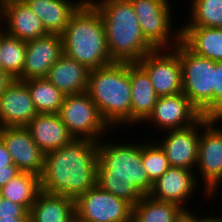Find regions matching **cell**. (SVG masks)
Returning a JSON list of instances; mask_svg holds the SVG:
<instances>
[{
	"mask_svg": "<svg viewBox=\"0 0 222 222\" xmlns=\"http://www.w3.org/2000/svg\"><path fill=\"white\" fill-rule=\"evenodd\" d=\"M98 142L74 139L45 153L41 190L72 199L97 185Z\"/></svg>",
	"mask_w": 222,
	"mask_h": 222,
	"instance_id": "1",
	"label": "cell"
},
{
	"mask_svg": "<svg viewBox=\"0 0 222 222\" xmlns=\"http://www.w3.org/2000/svg\"><path fill=\"white\" fill-rule=\"evenodd\" d=\"M105 141V142H104ZM97 185L134 207L153 183L143 168L141 142H98Z\"/></svg>",
	"mask_w": 222,
	"mask_h": 222,
	"instance_id": "2",
	"label": "cell"
},
{
	"mask_svg": "<svg viewBox=\"0 0 222 222\" xmlns=\"http://www.w3.org/2000/svg\"><path fill=\"white\" fill-rule=\"evenodd\" d=\"M103 19L106 44L114 62H138L155 50L145 39L129 0H89Z\"/></svg>",
	"mask_w": 222,
	"mask_h": 222,
	"instance_id": "3",
	"label": "cell"
},
{
	"mask_svg": "<svg viewBox=\"0 0 222 222\" xmlns=\"http://www.w3.org/2000/svg\"><path fill=\"white\" fill-rule=\"evenodd\" d=\"M61 36L63 54L89 70L114 63L109 56L103 19L89 0L72 15Z\"/></svg>",
	"mask_w": 222,
	"mask_h": 222,
	"instance_id": "4",
	"label": "cell"
},
{
	"mask_svg": "<svg viewBox=\"0 0 222 222\" xmlns=\"http://www.w3.org/2000/svg\"><path fill=\"white\" fill-rule=\"evenodd\" d=\"M86 92L111 128L132 125L129 62H114L90 70Z\"/></svg>",
	"mask_w": 222,
	"mask_h": 222,
	"instance_id": "5",
	"label": "cell"
},
{
	"mask_svg": "<svg viewBox=\"0 0 222 222\" xmlns=\"http://www.w3.org/2000/svg\"><path fill=\"white\" fill-rule=\"evenodd\" d=\"M182 93L202 116L214 118L215 61L200 57L179 42Z\"/></svg>",
	"mask_w": 222,
	"mask_h": 222,
	"instance_id": "6",
	"label": "cell"
},
{
	"mask_svg": "<svg viewBox=\"0 0 222 222\" xmlns=\"http://www.w3.org/2000/svg\"><path fill=\"white\" fill-rule=\"evenodd\" d=\"M145 39L155 49H173L181 41V25L174 31L169 0H129ZM173 24V25H172Z\"/></svg>",
	"mask_w": 222,
	"mask_h": 222,
	"instance_id": "7",
	"label": "cell"
},
{
	"mask_svg": "<svg viewBox=\"0 0 222 222\" xmlns=\"http://www.w3.org/2000/svg\"><path fill=\"white\" fill-rule=\"evenodd\" d=\"M58 114L74 139L99 142L112 131L87 92L66 95Z\"/></svg>",
	"mask_w": 222,
	"mask_h": 222,
	"instance_id": "8",
	"label": "cell"
},
{
	"mask_svg": "<svg viewBox=\"0 0 222 222\" xmlns=\"http://www.w3.org/2000/svg\"><path fill=\"white\" fill-rule=\"evenodd\" d=\"M222 118H212L201 130L195 172L202 178V195L213 198L222 183ZM197 169V170H196ZM211 196V197H210Z\"/></svg>",
	"mask_w": 222,
	"mask_h": 222,
	"instance_id": "9",
	"label": "cell"
},
{
	"mask_svg": "<svg viewBox=\"0 0 222 222\" xmlns=\"http://www.w3.org/2000/svg\"><path fill=\"white\" fill-rule=\"evenodd\" d=\"M133 207L98 185L75 199L76 219L84 222H132Z\"/></svg>",
	"mask_w": 222,
	"mask_h": 222,
	"instance_id": "10",
	"label": "cell"
},
{
	"mask_svg": "<svg viewBox=\"0 0 222 222\" xmlns=\"http://www.w3.org/2000/svg\"><path fill=\"white\" fill-rule=\"evenodd\" d=\"M137 63L147 72L159 97L182 93L179 43L173 49H155Z\"/></svg>",
	"mask_w": 222,
	"mask_h": 222,
	"instance_id": "11",
	"label": "cell"
},
{
	"mask_svg": "<svg viewBox=\"0 0 222 222\" xmlns=\"http://www.w3.org/2000/svg\"><path fill=\"white\" fill-rule=\"evenodd\" d=\"M211 119V117L202 116L189 127L164 131L163 134L165 135L158 138L160 142L154 139L164 150L171 167L185 168L195 172L198 159L199 132Z\"/></svg>",
	"mask_w": 222,
	"mask_h": 222,
	"instance_id": "12",
	"label": "cell"
},
{
	"mask_svg": "<svg viewBox=\"0 0 222 222\" xmlns=\"http://www.w3.org/2000/svg\"><path fill=\"white\" fill-rule=\"evenodd\" d=\"M202 114L183 94L158 97L156 104L143 122H149L161 131L175 130L189 127L196 123Z\"/></svg>",
	"mask_w": 222,
	"mask_h": 222,
	"instance_id": "13",
	"label": "cell"
},
{
	"mask_svg": "<svg viewBox=\"0 0 222 222\" xmlns=\"http://www.w3.org/2000/svg\"><path fill=\"white\" fill-rule=\"evenodd\" d=\"M196 175L198 176L192 170L170 167L153 183L149 196L155 200L177 204L187 212L189 209L186 206L190 204L188 200L193 198L196 189L201 188V178L198 179Z\"/></svg>",
	"mask_w": 222,
	"mask_h": 222,
	"instance_id": "14",
	"label": "cell"
},
{
	"mask_svg": "<svg viewBox=\"0 0 222 222\" xmlns=\"http://www.w3.org/2000/svg\"><path fill=\"white\" fill-rule=\"evenodd\" d=\"M0 139L4 142L14 165L21 172L41 176L45 154L34 142L26 127H1Z\"/></svg>",
	"mask_w": 222,
	"mask_h": 222,
	"instance_id": "15",
	"label": "cell"
},
{
	"mask_svg": "<svg viewBox=\"0 0 222 222\" xmlns=\"http://www.w3.org/2000/svg\"><path fill=\"white\" fill-rule=\"evenodd\" d=\"M62 55L63 40L60 34H48L26 42L24 67L17 80L45 78Z\"/></svg>",
	"mask_w": 222,
	"mask_h": 222,
	"instance_id": "16",
	"label": "cell"
},
{
	"mask_svg": "<svg viewBox=\"0 0 222 222\" xmlns=\"http://www.w3.org/2000/svg\"><path fill=\"white\" fill-rule=\"evenodd\" d=\"M0 21V27L7 34L24 42L49 34L41 20L23 0L1 2Z\"/></svg>",
	"mask_w": 222,
	"mask_h": 222,
	"instance_id": "17",
	"label": "cell"
},
{
	"mask_svg": "<svg viewBox=\"0 0 222 222\" xmlns=\"http://www.w3.org/2000/svg\"><path fill=\"white\" fill-rule=\"evenodd\" d=\"M37 114L24 81L15 79L0 95V128L26 127Z\"/></svg>",
	"mask_w": 222,
	"mask_h": 222,
	"instance_id": "18",
	"label": "cell"
},
{
	"mask_svg": "<svg viewBox=\"0 0 222 222\" xmlns=\"http://www.w3.org/2000/svg\"><path fill=\"white\" fill-rule=\"evenodd\" d=\"M26 128L44 154L68 145L74 140L58 113L37 114Z\"/></svg>",
	"mask_w": 222,
	"mask_h": 222,
	"instance_id": "19",
	"label": "cell"
},
{
	"mask_svg": "<svg viewBox=\"0 0 222 222\" xmlns=\"http://www.w3.org/2000/svg\"><path fill=\"white\" fill-rule=\"evenodd\" d=\"M49 34H62L70 18L86 0H23Z\"/></svg>",
	"mask_w": 222,
	"mask_h": 222,
	"instance_id": "20",
	"label": "cell"
},
{
	"mask_svg": "<svg viewBox=\"0 0 222 222\" xmlns=\"http://www.w3.org/2000/svg\"><path fill=\"white\" fill-rule=\"evenodd\" d=\"M89 72L86 66L63 54L49 69L46 78L64 96L75 95L87 91Z\"/></svg>",
	"mask_w": 222,
	"mask_h": 222,
	"instance_id": "21",
	"label": "cell"
},
{
	"mask_svg": "<svg viewBox=\"0 0 222 222\" xmlns=\"http://www.w3.org/2000/svg\"><path fill=\"white\" fill-rule=\"evenodd\" d=\"M129 80L132 92V126H134L148 118L159 96L147 72L137 62L129 63Z\"/></svg>",
	"mask_w": 222,
	"mask_h": 222,
	"instance_id": "22",
	"label": "cell"
},
{
	"mask_svg": "<svg viewBox=\"0 0 222 222\" xmlns=\"http://www.w3.org/2000/svg\"><path fill=\"white\" fill-rule=\"evenodd\" d=\"M75 200L40 191L29 210V222H74Z\"/></svg>",
	"mask_w": 222,
	"mask_h": 222,
	"instance_id": "23",
	"label": "cell"
},
{
	"mask_svg": "<svg viewBox=\"0 0 222 222\" xmlns=\"http://www.w3.org/2000/svg\"><path fill=\"white\" fill-rule=\"evenodd\" d=\"M181 42L200 57L222 61V28L181 27Z\"/></svg>",
	"mask_w": 222,
	"mask_h": 222,
	"instance_id": "24",
	"label": "cell"
},
{
	"mask_svg": "<svg viewBox=\"0 0 222 222\" xmlns=\"http://www.w3.org/2000/svg\"><path fill=\"white\" fill-rule=\"evenodd\" d=\"M41 191L40 177L30 172H20L0 189V196L24 206L28 211Z\"/></svg>",
	"mask_w": 222,
	"mask_h": 222,
	"instance_id": "25",
	"label": "cell"
},
{
	"mask_svg": "<svg viewBox=\"0 0 222 222\" xmlns=\"http://www.w3.org/2000/svg\"><path fill=\"white\" fill-rule=\"evenodd\" d=\"M184 212L177 204L147 195L133 207L132 222H176Z\"/></svg>",
	"mask_w": 222,
	"mask_h": 222,
	"instance_id": "26",
	"label": "cell"
},
{
	"mask_svg": "<svg viewBox=\"0 0 222 222\" xmlns=\"http://www.w3.org/2000/svg\"><path fill=\"white\" fill-rule=\"evenodd\" d=\"M38 114L59 113L64 94L46 77L24 80Z\"/></svg>",
	"mask_w": 222,
	"mask_h": 222,
	"instance_id": "27",
	"label": "cell"
},
{
	"mask_svg": "<svg viewBox=\"0 0 222 222\" xmlns=\"http://www.w3.org/2000/svg\"><path fill=\"white\" fill-rule=\"evenodd\" d=\"M26 42L10 36L0 27L1 69L17 79L24 67Z\"/></svg>",
	"mask_w": 222,
	"mask_h": 222,
	"instance_id": "28",
	"label": "cell"
},
{
	"mask_svg": "<svg viewBox=\"0 0 222 222\" xmlns=\"http://www.w3.org/2000/svg\"><path fill=\"white\" fill-rule=\"evenodd\" d=\"M190 1V20L181 27L222 28V0Z\"/></svg>",
	"mask_w": 222,
	"mask_h": 222,
	"instance_id": "29",
	"label": "cell"
},
{
	"mask_svg": "<svg viewBox=\"0 0 222 222\" xmlns=\"http://www.w3.org/2000/svg\"><path fill=\"white\" fill-rule=\"evenodd\" d=\"M141 142V155L143 168L146 170L149 180L154 183L158 180L171 166L166 157L164 150L152 138Z\"/></svg>",
	"mask_w": 222,
	"mask_h": 222,
	"instance_id": "30",
	"label": "cell"
},
{
	"mask_svg": "<svg viewBox=\"0 0 222 222\" xmlns=\"http://www.w3.org/2000/svg\"><path fill=\"white\" fill-rule=\"evenodd\" d=\"M214 118H222V61H215Z\"/></svg>",
	"mask_w": 222,
	"mask_h": 222,
	"instance_id": "31",
	"label": "cell"
},
{
	"mask_svg": "<svg viewBox=\"0 0 222 222\" xmlns=\"http://www.w3.org/2000/svg\"><path fill=\"white\" fill-rule=\"evenodd\" d=\"M29 217V211L22 205L0 196V218Z\"/></svg>",
	"mask_w": 222,
	"mask_h": 222,
	"instance_id": "32",
	"label": "cell"
},
{
	"mask_svg": "<svg viewBox=\"0 0 222 222\" xmlns=\"http://www.w3.org/2000/svg\"><path fill=\"white\" fill-rule=\"evenodd\" d=\"M1 169H19L14 165L11 155L6 149L4 142L0 139V170Z\"/></svg>",
	"mask_w": 222,
	"mask_h": 222,
	"instance_id": "33",
	"label": "cell"
},
{
	"mask_svg": "<svg viewBox=\"0 0 222 222\" xmlns=\"http://www.w3.org/2000/svg\"><path fill=\"white\" fill-rule=\"evenodd\" d=\"M19 169H1L0 170V189L4 187L13 177L19 174Z\"/></svg>",
	"mask_w": 222,
	"mask_h": 222,
	"instance_id": "34",
	"label": "cell"
},
{
	"mask_svg": "<svg viewBox=\"0 0 222 222\" xmlns=\"http://www.w3.org/2000/svg\"><path fill=\"white\" fill-rule=\"evenodd\" d=\"M15 78L6 71L0 69V95L14 82Z\"/></svg>",
	"mask_w": 222,
	"mask_h": 222,
	"instance_id": "35",
	"label": "cell"
},
{
	"mask_svg": "<svg viewBox=\"0 0 222 222\" xmlns=\"http://www.w3.org/2000/svg\"><path fill=\"white\" fill-rule=\"evenodd\" d=\"M201 215H197L196 214V222H222V217L220 216V214L218 215H209L208 217V214L205 216V215H202V217H200Z\"/></svg>",
	"mask_w": 222,
	"mask_h": 222,
	"instance_id": "36",
	"label": "cell"
},
{
	"mask_svg": "<svg viewBox=\"0 0 222 222\" xmlns=\"http://www.w3.org/2000/svg\"><path fill=\"white\" fill-rule=\"evenodd\" d=\"M189 209L190 210L184 212L176 222H196V214H194V212L191 211L192 210L191 208Z\"/></svg>",
	"mask_w": 222,
	"mask_h": 222,
	"instance_id": "37",
	"label": "cell"
},
{
	"mask_svg": "<svg viewBox=\"0 0 222 222\" xmlns=\"http://www.w3.org/2000/svg\"><path fill=\"white\" fill-rule=\"evenodd\" d=\"M0 222H29V217L0 218Z\"/></svg>",
	"mask_w": 222,
	"mask_h": 222,
	"instance_id": "38",
	"label": "cell"
}]
</instances>
